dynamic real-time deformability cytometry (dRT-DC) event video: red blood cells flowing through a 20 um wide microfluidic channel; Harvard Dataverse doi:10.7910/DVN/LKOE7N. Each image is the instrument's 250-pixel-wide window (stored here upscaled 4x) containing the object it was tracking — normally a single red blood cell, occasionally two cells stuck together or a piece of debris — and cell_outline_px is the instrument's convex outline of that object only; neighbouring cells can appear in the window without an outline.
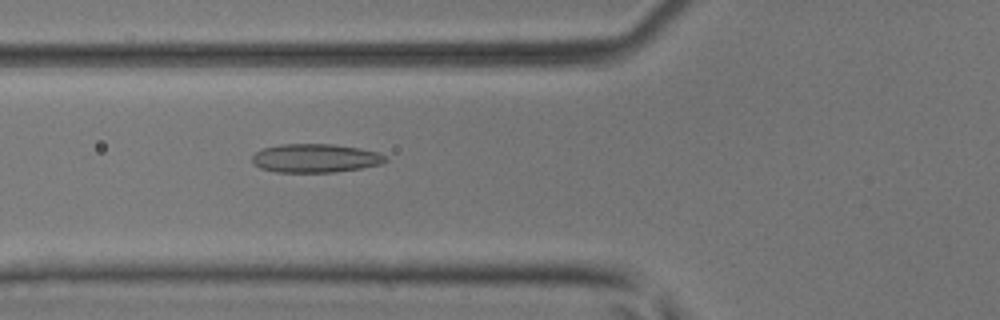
{"species": "common noctule bat (a hibernating species)", "species_latin": "Nyctalus noctula", "temperature_condition": "room temperature", "stored_images_in_passage": 2, "camera_frame_rate_fps": 3000, "um_per_image_px": 0.085, "animal": {"sex": "male", "body_mass_g": 17.9, "forearm_length_mm": 54.2}, "frame": {"image": 1, "passage_image": 2, "time_ms": 0.333, "image_size_px": [1000, 320], "cell_outline_px": [[388, 160], [380, 164], [360, 168], [336, 172], [276, 172], [260, 168], [252, 164], [252, 156], [256, 152], [264, 148], [280, 144], [332, 144], [360, 148], [376, 152], [388, 156]], "centroid_in_image_um": [26.8, 13.45], "position_along_channel_um": 99.0, "area_um2": 22.31}}